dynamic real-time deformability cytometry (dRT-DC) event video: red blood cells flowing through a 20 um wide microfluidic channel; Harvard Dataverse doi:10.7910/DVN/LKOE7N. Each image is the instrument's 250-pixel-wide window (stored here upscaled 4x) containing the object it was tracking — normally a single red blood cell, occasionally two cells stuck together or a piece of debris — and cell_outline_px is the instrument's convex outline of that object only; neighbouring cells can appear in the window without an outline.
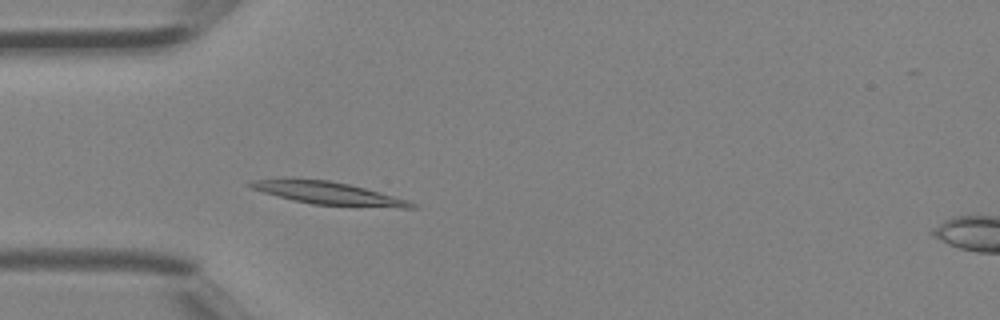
{"species": "Egyptian fruit bat (a non-hibernating species)", "species_latin": "Rousettus aegyptiacus", "temperature_condition": "room temperature", "stored_images_in_passage": 29, "camera_frame_rate_fps": 3000, "um_per_image_px": 0.085, "animal": {"sex": "female"}, "frame": {"image": 1, "passage_image": 7, "time_ms": 2.0, "image_size_px": [1000, 320], "cell_outline_px": [[420, 208], [400, 208], [312, 204], [292, 200], [264, 192], [252, 188], [244, 184], [252, 180], [284, 176], [292, 176], [328, 180], [348, 184], [364, 188], [408, 200], [416, 204]], "centroid_in_image_um": [27.79, 16.38], "position_along_channel_um": 57.2, "area_um2": 21.85}}
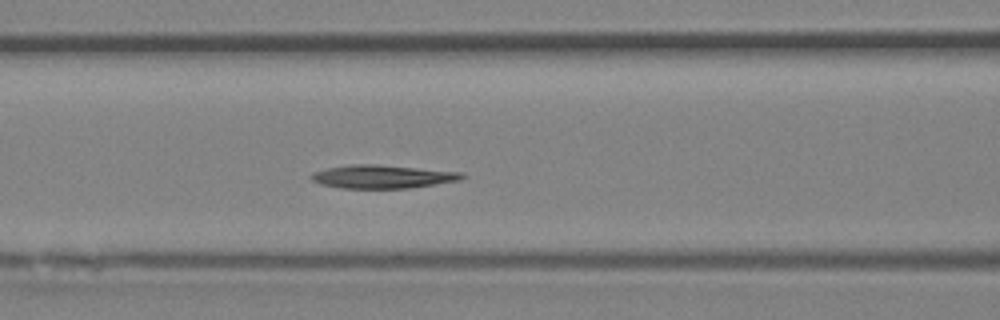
{"frame": {"image": 2, "passage_image": 12, "time_ms": 3.667, "image_size_px": [1000, 320], "cell_outline_px": [[468, 176], [460, 180], [436, 184], [408, 188], [340, 188], [320, 184], [312, 180], [308, 176], [312, 172], [328, 168], [352, 164], [376, 164], [464, 172]], "centroid_in_image_um": [32.52, 15.01], "position_along_channel_um": 134.1, "area_um2": 20.63}}
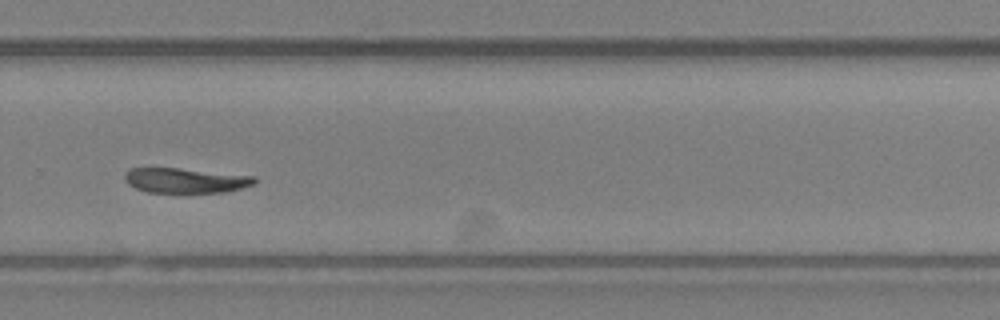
{"frame": {"image": 3, "passage_image": 23, "time_ms": 7.333, "image_size_px": [1000, 320], "cell_outline_px": [[256, 184], [224, 192], [148, 192], [136, 188], [128, 184], [124, 180], [124, 172], [132, 168], [180, 168], [256, 176]], "centroid_in_image_um": [15.76, 15.33], "position_along_channel_um": 314.0, "area_um2": 18.84}}